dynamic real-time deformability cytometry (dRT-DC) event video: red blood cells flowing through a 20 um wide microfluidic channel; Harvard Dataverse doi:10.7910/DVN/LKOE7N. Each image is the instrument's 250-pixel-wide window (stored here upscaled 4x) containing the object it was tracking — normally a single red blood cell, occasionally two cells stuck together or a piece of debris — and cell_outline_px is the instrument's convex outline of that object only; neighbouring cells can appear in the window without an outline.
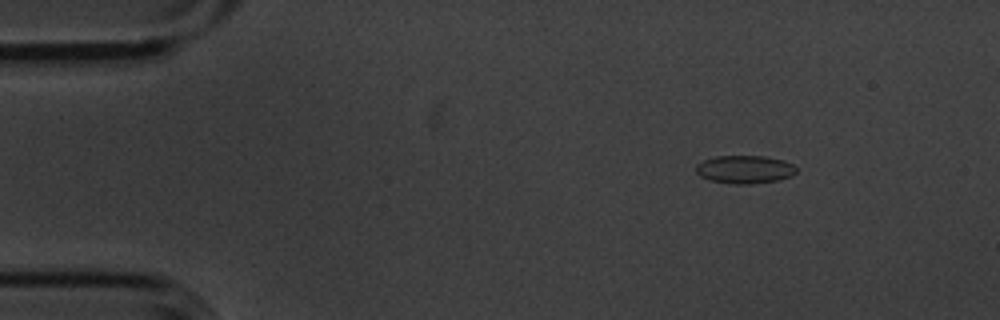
{"species": "common noctule bat (a hibernating species)", "species_latin": "Nyctalus noctula", "temperature_condition": "cold", "stored_images_in_passage": 5, "camera_frame_rate_fps": 3000, "um_per_image_px": 0.085, "animal": {"sex": "male", "body_mass_g": 20.1, "forearm_length_mm": 53.5}, "frame": {"image": 1, "passage_image": 2, "time_ms": 0.333, "image_size_px": [1000, 320], "cell_outline_px": [[796, 172], [792, 176], [780, 180], [752, 184], [732, 184], [708, 180], [700, 176], [696, 172], [696, 164], [704, 160], [716, 156], [764, 156], [784, 160], [792, 164], [796, 168]], "centroid_in_image_um": [63.3, 14.41], "position_along_channel_um": 21.7, "area_um2": 16.59}}